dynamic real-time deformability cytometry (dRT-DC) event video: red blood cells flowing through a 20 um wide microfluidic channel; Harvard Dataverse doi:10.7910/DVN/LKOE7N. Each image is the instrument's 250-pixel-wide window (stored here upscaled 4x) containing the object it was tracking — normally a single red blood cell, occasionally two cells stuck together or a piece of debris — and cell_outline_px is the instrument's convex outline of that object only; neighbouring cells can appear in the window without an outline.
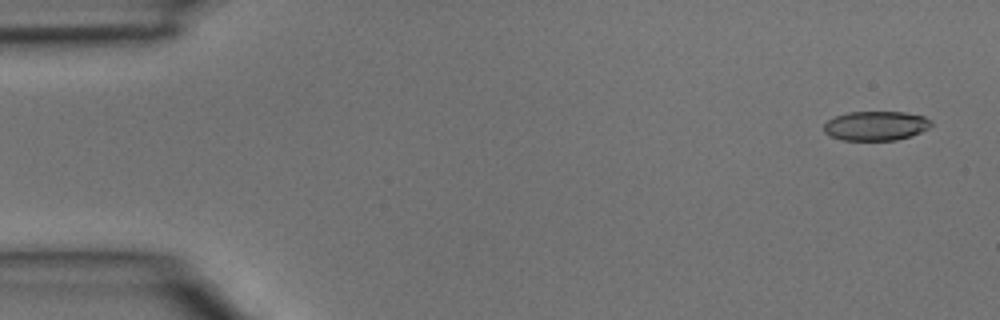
{"species": "common noctule bat (a hibernating species)", "species_latin": "Nyctalus noctula", "temperature_condition": "room temperature", "stored_images_in_passage": 5, "camera_frame_rate_fps": 3000, "um_per_image_px": 0.085, "animal": {"sex": "male", "body_mass_g": 15.6}, "frame": {"image": 1, "passage_image": 1, "time_ms": 0.0, "image_size_px": [1000, 320], "cell_outline_px": [[932, 124], [928, 128], [912, 136], [896, 140], [840, 140], [824, 132], [824, 124], [828, 120], [836, 116], [848, 112], [904, 112], [924, 116], [932, 120]], "centroid_in_image_um": [74.46, 10.69], "position_along_channel_um": 10.5, "area_um2": 18.38}}
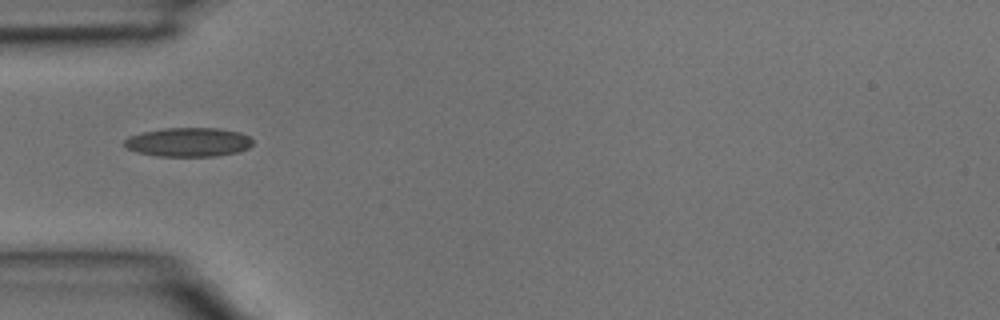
{"frame": {"image": 2, "passage_image": 4, "time_ms": 1.0, "image_size_px": [1000, 320], "cell_outline_px": [[252, 144], [248, 148], [240, 152], [216, 156], [156, 156], [136, 152], [128, 148], [124, 144], [124, 140], [128, 136], [144, 132], [164, 128], [216, 128], [240, 132], [248, 136], [252, 140]], "centroid_in_image_um": [16.02, 12.08], "position_along_channel_um": 69.0, "area_um2": 21.73}}